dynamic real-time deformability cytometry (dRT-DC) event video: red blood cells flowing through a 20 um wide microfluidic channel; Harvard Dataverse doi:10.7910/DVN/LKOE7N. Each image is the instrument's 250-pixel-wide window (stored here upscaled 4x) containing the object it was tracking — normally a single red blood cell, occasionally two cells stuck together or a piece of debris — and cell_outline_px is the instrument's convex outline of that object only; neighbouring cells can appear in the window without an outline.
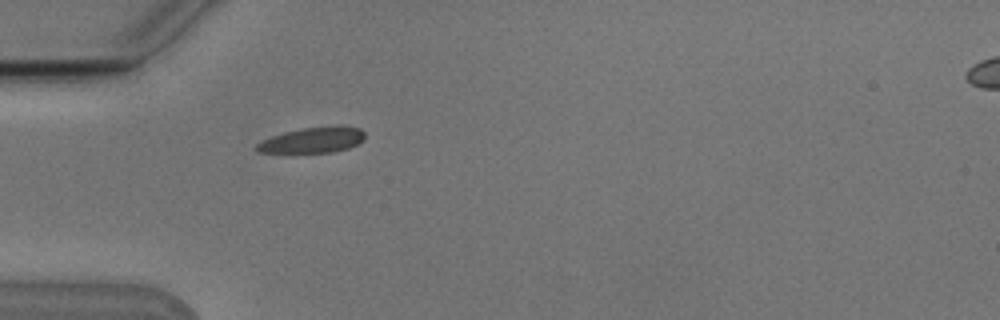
{"species": "Egyptian fruit bat (a non-hibernating species)", "species_latin": "Rousettus aegyptiacus", "temperature_condition": "cold", "stored_images_in_passage": 1, "camera_frame_rate_fps": 3000, "um_per_image_px": 0.085, "animal": {"sex": "male"}, "frame": {"image": 1, "passage_image": 1, "time_ms": 0.0, "image_size_px": [1000, 320], "cell_outline_px": [[364, 140], [348, 148], [332, 152], [256, 152], [252, 148], [256, 144], [272, 136], [284, 132], [300, 128], [336, 124], [360, 128], [364, 132]], "centroid_in_image_um": [26.58, 11.88], "position_along_channel_um": 58.4, "area_um2": 16.36}}